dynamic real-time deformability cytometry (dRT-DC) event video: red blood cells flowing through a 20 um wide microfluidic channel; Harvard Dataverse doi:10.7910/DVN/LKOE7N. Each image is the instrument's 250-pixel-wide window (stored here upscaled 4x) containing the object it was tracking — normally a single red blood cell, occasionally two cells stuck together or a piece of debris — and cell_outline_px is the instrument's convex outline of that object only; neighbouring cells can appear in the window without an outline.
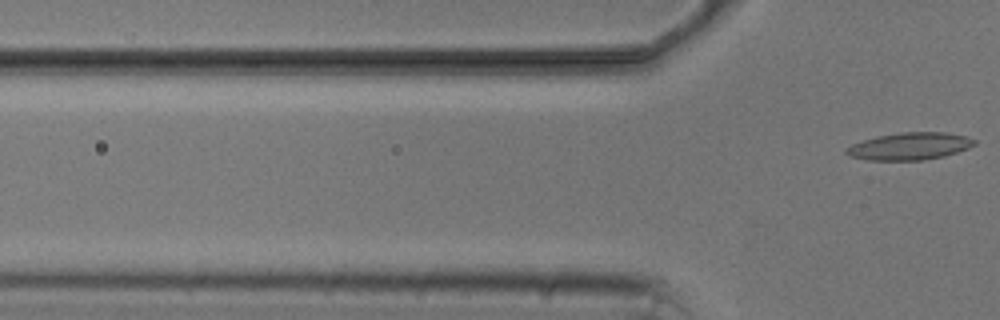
{"species": "common noctule bat (a hibernating species)", "species_latin": "Nyctalus noctula", "temperature_condition": "cold", "stored_images_in_passage": 6, "segment_of_instrument_passage": [2, 2], "camera_frame_rate_fps": 3000, "um_per_image_px": 0.085, "animal": {"sex": "male", "body_mass_g": 20.5, "forearm_length_mm": 52.5}, "frame": {"image": 1, "passage_image": 6, "time_ms": 6.667, "image_size_px": [1000, 320], "cell_outline_px": [[976, 144], [968, 148], [944, 156], [924, 160], [868, 160], [852, 156], [844, 152], [844, 148], [860, 140], [876, 136], [904, 132], [944, 132], [968, 136], [976, 140]], "centroid_in_image_um": [77.31, 12.42], "position_along_channel_um": 48.5, "area_um2": 20.46}}